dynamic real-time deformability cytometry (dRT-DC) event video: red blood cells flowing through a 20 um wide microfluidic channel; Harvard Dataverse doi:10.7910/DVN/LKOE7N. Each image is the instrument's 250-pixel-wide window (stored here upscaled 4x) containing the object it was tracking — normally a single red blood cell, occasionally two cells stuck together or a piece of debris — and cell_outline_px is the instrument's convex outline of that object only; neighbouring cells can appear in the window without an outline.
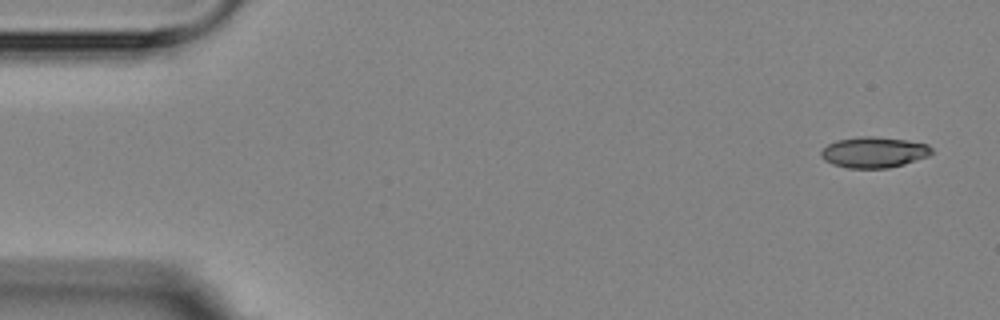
{"species": "Egyptian fruit bat (a non-hibernating species)", "species_latin": "Rousettus aegyptiacus", "temperature_condition": "room temperature", "stored_images_in_passage": 4, "camera_frame_rate_fps": 3000, "um_per_image_px": 0.085, "animal": {"sex": "female"}, "frame": {"image": 1, "passage_image": 1, "time_ms": 0.0, "image_size_px": [1000, 320], "cell_outline_px": [[932, 152], [928, 156], [904, 164], [888, 168], [848, 168], [832, 164], [824, 160], [820, 156], [820, 152], [828, 144], [836, 140], [860, 136], [872, 136], [904, 140], [928, 144], [932, 148]], "centroid_in_image_um": [74.26, 12.94], "position_along_channel_um": 10.7, "area_um2": 19.83}}
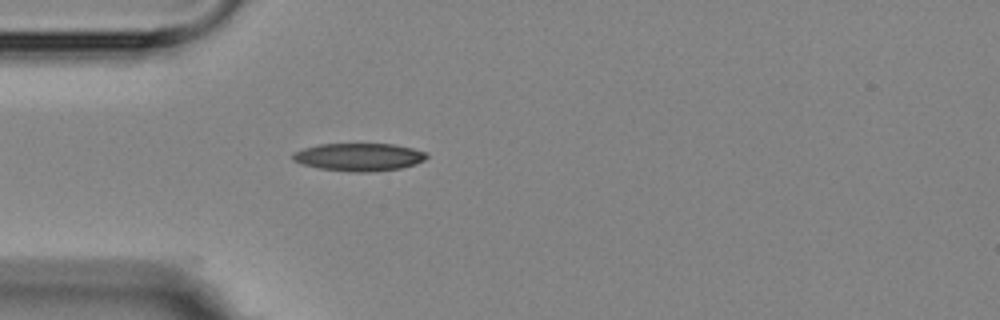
{"frame": {"image": 2, "passage_image": 4, "time_ms": 4.333, "image_size_px": [1000, 320], "cell_outline_px": [[428, 156], [424, 160], [416, 164], [400, 168], [368, 172], [356, 172], [320, 168], [304, 164], [292, 160], [292, 152], [304, 148], [320, 144], [392, 144], [412, 148], [428, 152]], "centroid_in_image_um": [30.53, 13.34], "position_along_channel_um": 54.5, "area_um2": 21.56}}